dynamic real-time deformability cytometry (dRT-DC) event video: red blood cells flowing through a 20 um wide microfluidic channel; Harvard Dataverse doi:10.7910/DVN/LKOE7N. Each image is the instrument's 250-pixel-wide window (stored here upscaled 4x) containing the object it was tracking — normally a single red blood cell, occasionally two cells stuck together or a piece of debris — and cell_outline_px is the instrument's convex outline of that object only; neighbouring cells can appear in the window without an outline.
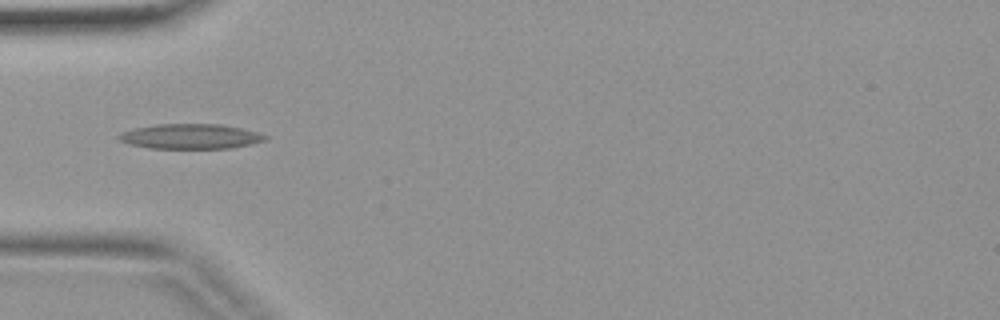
{"species": "common noctule bat (a hibernating species)", "species_latin": "Nyctalus noctula", "temperature_condition": "warm", "stored_images_in_passage": 4, "camera_frame_rate_fps": 3000, "um_per_image_px": 0.085, "animal": {"sex": "female", "body_mass_g": 19.9}, "frame": {"image": 1, "passage_image": 4, "time_ms": 1.0, "image_size_px": [1000, 320], "cell_outline_px": [[268, 136], [264, 140], [252, 144], [232, 148], [148, 148], [128, 144], [120, 140], [116, 136], [120, 132], [136, 128], [156, 124], [220, 124], [240, 128], [256, 132]], "centroid_in_image_um": [16.15, 11.59], "position_along_channel_um": 68.8, "area_um2": 21.21}}